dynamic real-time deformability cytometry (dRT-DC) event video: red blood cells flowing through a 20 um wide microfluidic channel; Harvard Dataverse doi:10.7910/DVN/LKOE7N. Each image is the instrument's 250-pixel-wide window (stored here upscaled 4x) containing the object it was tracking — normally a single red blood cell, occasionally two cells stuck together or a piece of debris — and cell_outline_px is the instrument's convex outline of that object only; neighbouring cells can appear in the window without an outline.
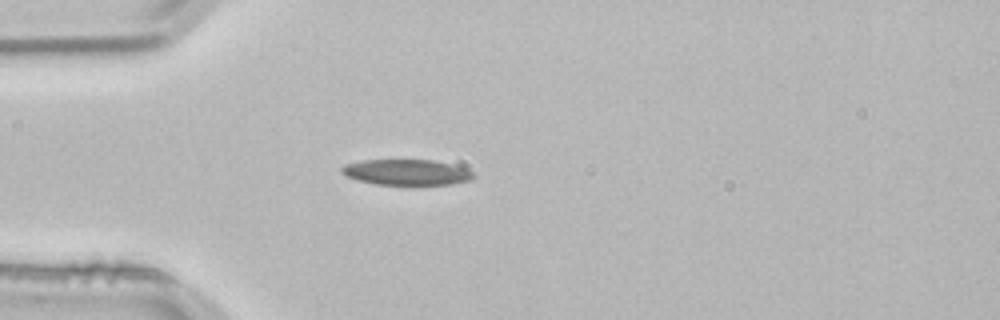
{"species": "common noctule bat (a hibernating species)", "species_latin": "Nyctalus noctula", "temperature_condition": "room temperature", "stored_images_in_passage": 2, "camera_frame_rate_fps": 3000, "um_per_image_px": 0.085, "animal": {"sex": "male", "body_mass_g": 21.5, "forearm_length_mm": 52.0}, "frame": {"image": 1, "passage_image": 2, "time_ms": 0.333, "image_size_px": [1000, 320], "cell_outline_px": [[476, 176], [468, 180], [452, 184], [376, 184], [356, 180], [340, 172], [340, 168], [344, 164], [360, 160], [432, 160], [464, 168], [472, 172]], "centroid_in_image_um": [34.49, 14.63], "position_along_channel_um": 50.5, "area_um2": 19.48}}